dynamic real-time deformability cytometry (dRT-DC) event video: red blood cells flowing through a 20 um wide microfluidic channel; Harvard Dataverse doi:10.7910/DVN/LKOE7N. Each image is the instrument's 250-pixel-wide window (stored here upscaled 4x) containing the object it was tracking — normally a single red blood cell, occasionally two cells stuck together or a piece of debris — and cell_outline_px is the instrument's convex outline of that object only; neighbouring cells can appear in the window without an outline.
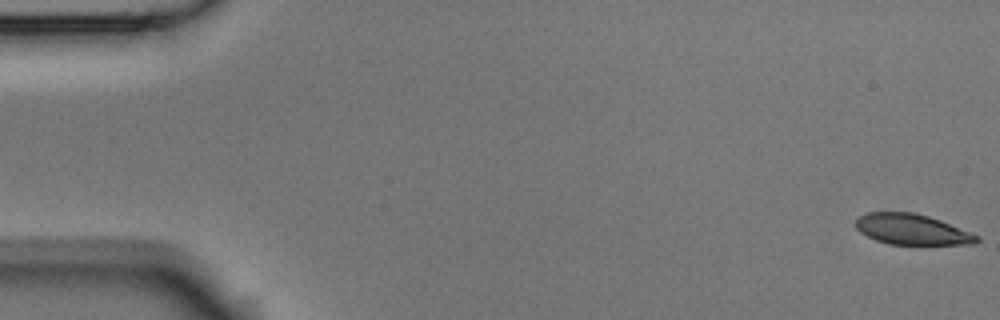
{"species": "Egyptian fruit bat (a non-hibernating species)", "species_latin": "Rousettus aegyptiacus", "temperature_condition": "room temperature", "stored_images_in_passage": 3, "camera_frame_rate_fps": 3000, "um_per_image_px": 0.085, "animal": {"sex": "male"}, "frame": {"image": 1, "passage_image": 1, "time_ms": 0.0, "image_size_px": [1000, 320], "cell_outline_px": [[980, 240], [976, 244], [888, 244], [876, 240], [860, 232], [856, 228], [856, 220], [860, 216], [868, 212], [912, 212], [928, 216], [940, 220], [980, 236]], "centroid_in_image_um": [77.52, 19.5], "position_along_channel_um": 7.5, "area_um2": 21.44}}